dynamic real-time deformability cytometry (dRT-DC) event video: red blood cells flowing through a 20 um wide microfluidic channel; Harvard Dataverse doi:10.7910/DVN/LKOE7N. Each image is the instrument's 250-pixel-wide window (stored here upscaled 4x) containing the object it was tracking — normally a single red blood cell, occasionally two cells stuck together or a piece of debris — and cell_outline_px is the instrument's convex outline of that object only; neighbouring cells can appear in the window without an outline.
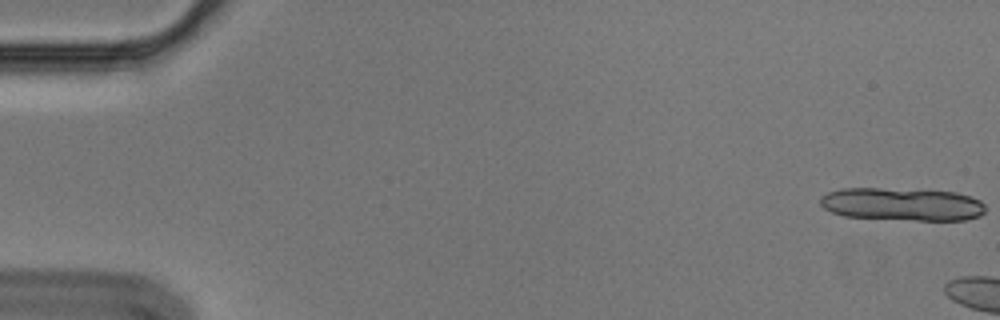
{"species": "Egyptian fruit bat (a non-hibernating species)", "species_latin": "Rousettus aegyptiacus", "temperature_condition": "cold", "stored_images_in_passage": 5, "camera_frame_rate_fps": 3000, "um_per_image_px": 0.085, "animal": {"sex": "male"}, "frame": {"image": 1, "passage_image": 1, "time_ms": 0.0, "image_size_px": [1000, 320], "cell_outline_px": [[984, 212], [980, 216], [964, 220], [916, 220], [844, 216], [832, 212], [824, 208], [820, 204], [820, 196], [828, 192], [840, 188], [880, 188], [956, 192], [972, 196], [980, 200], [984, 204]], "centroid_in_image_um": [76.68, 17.35], "position_along_channel_um": 8.3, "area_um2": 31.67}}
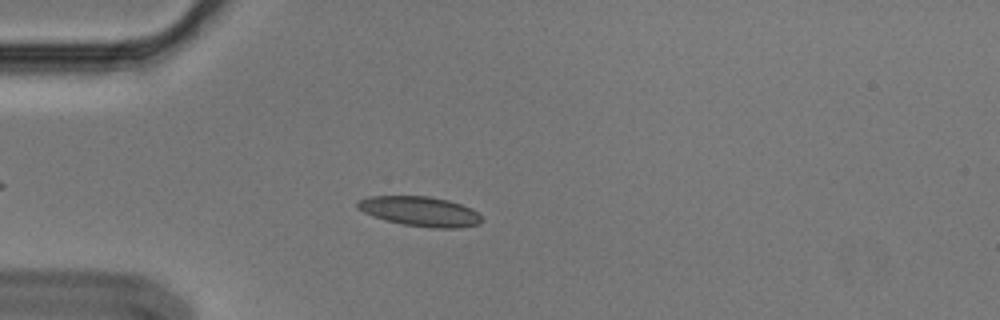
{"frame": {"image": 2, "passage_image": 5, "time_ms": 1.333, "image_size_px": [1000, 320], "cell_outline_px": [[484, 220], [480, 224], [456, 228], [432, 228], [404, 224], [384, 220], [372, 216], [356, 208], [356, 204], [360, 200], [368, 196], [428, 196], [448, 200], [472, 208]], "centroid_in_image_um": [35.7, 17.97], "position_along_channel_um": 49.3, "area_um2": 21.56}}